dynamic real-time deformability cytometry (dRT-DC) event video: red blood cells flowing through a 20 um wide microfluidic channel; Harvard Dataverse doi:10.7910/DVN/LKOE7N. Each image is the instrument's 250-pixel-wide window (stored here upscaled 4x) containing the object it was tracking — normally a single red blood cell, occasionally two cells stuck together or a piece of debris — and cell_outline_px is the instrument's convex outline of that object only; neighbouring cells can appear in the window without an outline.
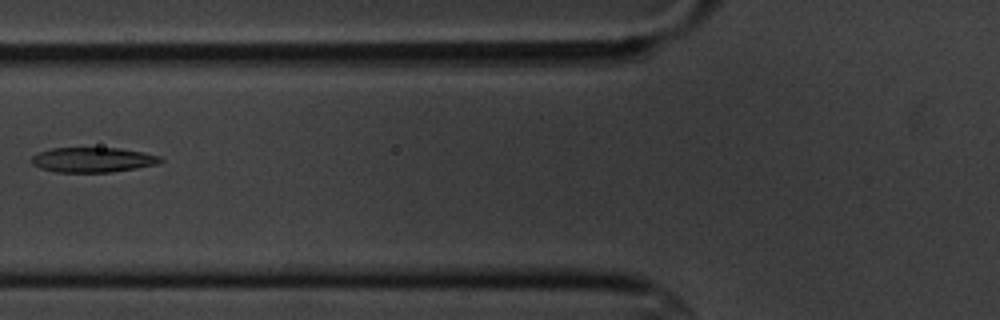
{"species": "common noctule bat (a hibernating species)", "species_latin": "Nyctalus noctula", "temperature_condition": "cold", "stored_images_in_passage": 5, "camera_frame_rate_fps": 3000, "um_per_image_px": 0.085, "animal": {"sex": "male", "body_mass_g": 20.1, "forearm_length_mm": 53.5}, "frame": {"image": 1, "passage_image": 5, "time_ms": 5.667, "image_size_px": [1000, 320], "cell_outline_px": [[164, 160], [160, 164], [112, 172], [56, 172], [40, 168], [32, 164], [32, 156], [40, 152], [52, 148], [120, 148], [144, 152], [160, 156]], "centroid_in_image_um": [7.94, 13.58], "position_along_channel_um": 117.9, "area_um2": 18.79}}